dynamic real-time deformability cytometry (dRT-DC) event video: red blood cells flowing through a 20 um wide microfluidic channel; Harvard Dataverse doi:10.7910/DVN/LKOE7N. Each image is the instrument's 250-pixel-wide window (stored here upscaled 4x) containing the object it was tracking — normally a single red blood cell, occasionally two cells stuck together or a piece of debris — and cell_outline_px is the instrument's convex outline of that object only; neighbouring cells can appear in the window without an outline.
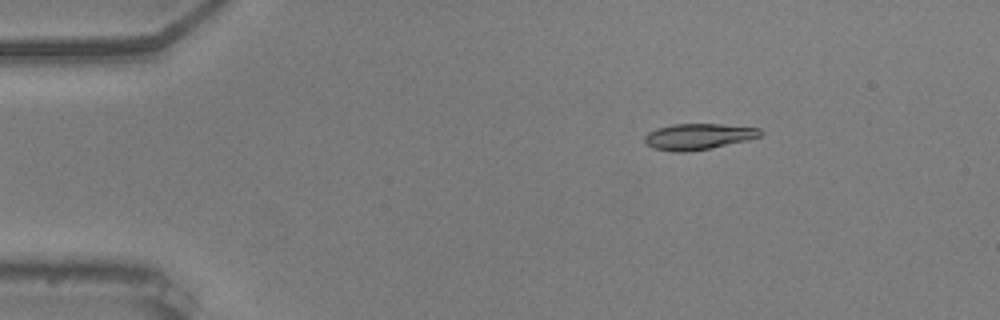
{"species": "common noctule bat (a hibernating species)", "species_latin": "Nyctalus noctula", "temperature_condition": "warm", "stored_images_in_passage": 40, "camera_frame_rate_fps": 3000, "um_per_image_px": 0.085, "animal": {"sex": "male", "body_mass_g": 20.5, "forearm_length_mm": 52.5}, "frame": {"image": 1, "passage_image": 1, "time_ms": 0.0, "image_size_px": [1000, 320], "cell_outline_px": [[764, 132], [760, 136], [748, 140], [712, 148], [684, 152], [676, 152], [652, 148], [644, 140], [644, 136], [648, 132], [656, 128], [672, 124], [720, 124], [760, 128]], "centroid_in_image_um": [59.36, 11.6], "position_along_channel_um": 25.6, "area_um2": 17.63}}
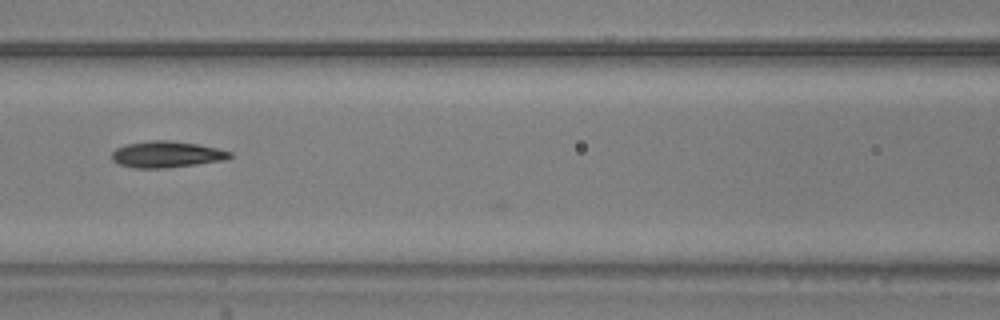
{"frame": {"image": 2, "passage_image": 17, "time_ms": 5.333, "image_size_px": [1000, 320], "cell_outline_px": [[232, 156], [224, 160], [196, 164], [164, 168], [136, 168], [120, 164], [112, 160], [112, 152], [116, 148], [124, 144], [152, 140], [168, 140], [196, 144], [216, 148], [232, 152]], "centroid_in_image_um": [14.13, 13.12], "position_along_channel_um": 152.5, "area_um2": 17.98}}
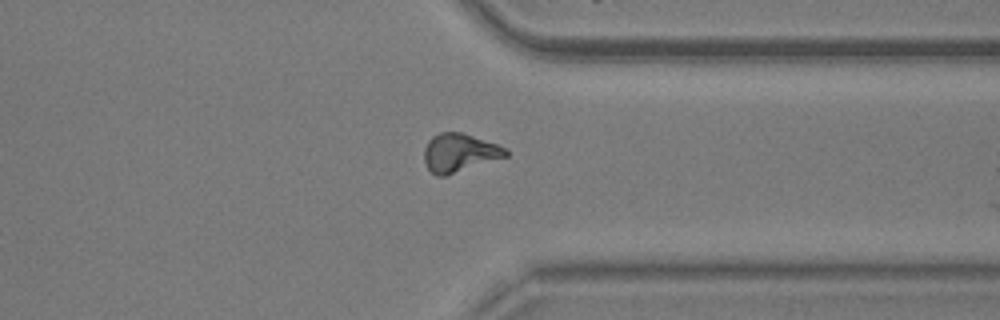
{"frame": {"image": 3, "passage_image": 35, "time_ms": 11.333, "image_size_px": [1000, 320], "cell_outline_px": [[508, 156], [444, 176], [436, 176], [428, 168], [424, 160], [424, 148], [428, 140], [432, 136], [440, 132], [460, 132], [508, 148]], "centroid_in_image_um": [39.04, 12.98], "position_along_channel_um": 372.4, "area_um2": 18.09}, "authors_computed_cell_mechanics": {"area_um2": 17.5712, "velocity_mm_per_s": 3.6928, "shape_relaxation_time_tau1_ms": 4.6633, "shape_relaxation_time_tau2_ms": 4.0786, "deformation_change_tau1": 0.1536, "deformation_change_tau2": 0.1069}}